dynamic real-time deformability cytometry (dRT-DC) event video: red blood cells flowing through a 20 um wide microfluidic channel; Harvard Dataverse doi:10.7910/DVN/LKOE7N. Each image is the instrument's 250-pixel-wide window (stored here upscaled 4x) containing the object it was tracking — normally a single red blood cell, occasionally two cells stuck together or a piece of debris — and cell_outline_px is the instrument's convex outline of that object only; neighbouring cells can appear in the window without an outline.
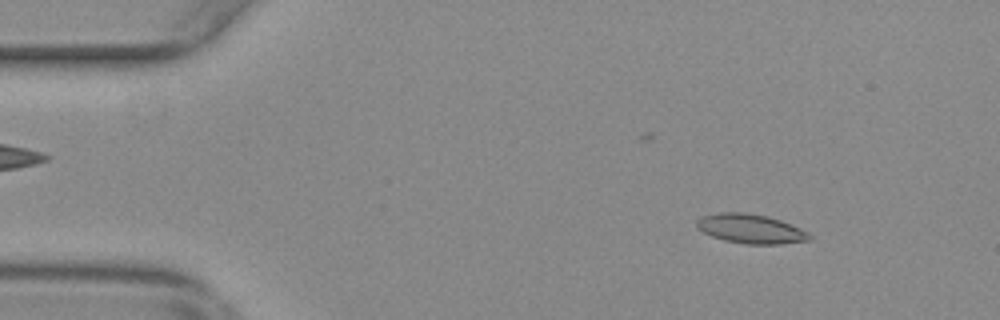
{"species": "common noctule bat (a hibernating species)", "species_latin": "Nyctalus noctula", "temperature_condition": "warm", "stored_images_in_passage": 53, "camera_frame_rate_fps": 3000, "um_per_image_px": 0.085, "animal": {"sex": "female", "body_mass_g": 29.2, "forearm_length_mm": 56.3}, "frame": {"image": 1, "passage_image": 6, "time_ms": 1.667, "image_size_px": [1000, 320], "cell_outline_px": [[812, 240], [780, 244], [744, 244], [724, 240], [712, 236], [696, 228], [696, 220], [700, 216], [720, 212], [744, 212], [768, 216], [780, 220], [800, 228], [808, 232], [812, 236]], "centroid_in_image_um": [63.8, 19.44], "position_along_channel_um": 21.2, "area_um2": 19.42}}
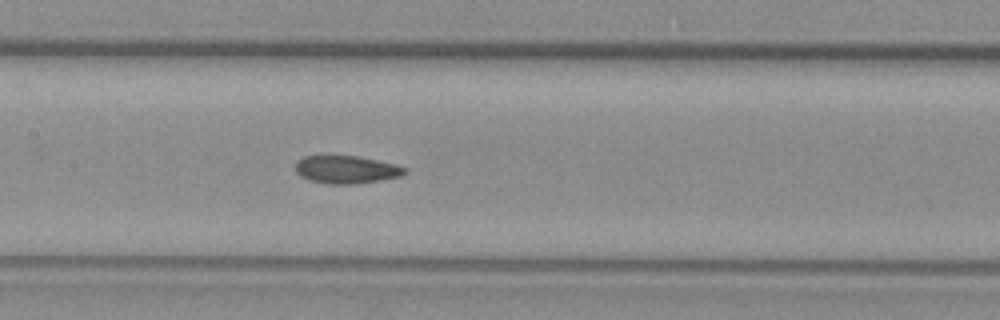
{"frame": {"image": 2, "passage_image": 25, "time_ms": 8.0, "image_size_px": [1000, 320], "cell_outline_px": [[408, 172], [400, 176], [380, 180], [356, 184], [328, 184], [308, 180], [300, 176], [296, 172], [296, 160], [304, 156], [356, 156], [396, 164], [408, 168]], "centroid_in_image_um": [29.44, 14.42], "position_along_channel_um": 178.0, "area_um2": 17.8}}
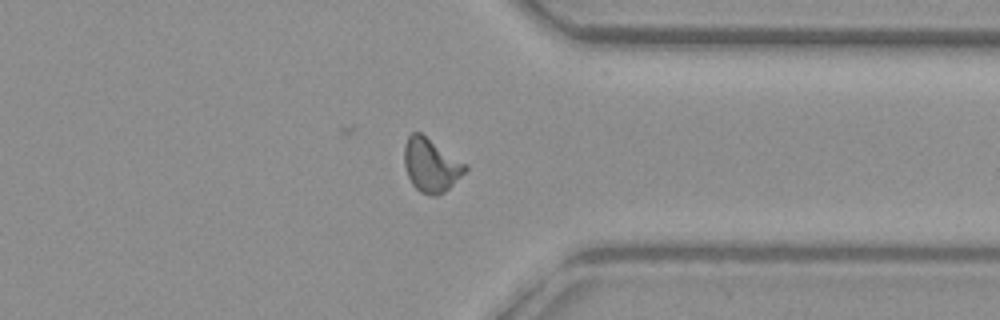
{"frame": {"image": 3, "passage_image": 41, "time_ms": 13.333, "image_size_px": [1000, 320], "cell_outline_px": [[468, 168], [444, 192], [436, 196], [432, 196], [420, 192], [412, 184], [408, 176], [404, 164], [404, 144], [408, 136], [412, 132], [420, 132], [468, 164]], "centroid_in_image_um": [36.62, 14.02], "position_along_channel_um": 374.8, "area_um2": 19.02}, "authors_computed_cell_mechanics": {"area_um2": 18.6694, "velocity_mm_per_s": 3.7884, "shape_relaxation_time_tau1_ms": 11.0751, "shape_relaxation_time_tau2_ms": 2.1231, "deformation_change_tau1": 0.2426, "deformation_change_tau2": 0.0825}}